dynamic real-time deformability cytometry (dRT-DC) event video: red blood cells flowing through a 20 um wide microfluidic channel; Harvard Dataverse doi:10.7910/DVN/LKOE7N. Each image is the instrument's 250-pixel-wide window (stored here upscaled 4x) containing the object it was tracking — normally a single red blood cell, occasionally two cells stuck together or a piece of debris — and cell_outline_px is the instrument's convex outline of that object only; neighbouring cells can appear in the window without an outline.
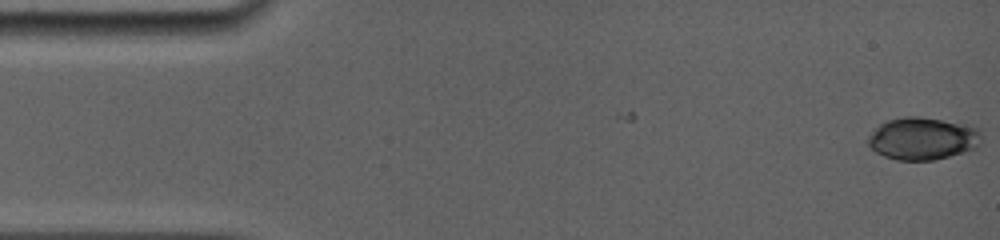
{"species": "common noctule bat (a hibernating species)", "species_latin": "Nyctalus noctula", "temperature_condition": "room temperature", "stored_images_in_passage": 5, "camera_frame_rate_fps": 5000, "um_per_image_px": 0.085, "animal": {"sex": "female", "body_mass_g": 19.0, "forearm_length_mm": 56.7}, "frame": {"image": 1, "passage_image": 5, "time_ms": 1.2, "image_size_px": [1000, 240], "cell_outline_px": [[980, 144], [976, 148], [964, 152], [932, 160], [896, 160], [884, 156], [876, 152], [868, 144], [868, 136], [880, 124], [888, 120], [904, 116], [920, 116], [980, 128]], "centroid_in_image_um": [78.41, 11.78], "position_along_channel_um": 6.6, "area_um2": 27.8}}